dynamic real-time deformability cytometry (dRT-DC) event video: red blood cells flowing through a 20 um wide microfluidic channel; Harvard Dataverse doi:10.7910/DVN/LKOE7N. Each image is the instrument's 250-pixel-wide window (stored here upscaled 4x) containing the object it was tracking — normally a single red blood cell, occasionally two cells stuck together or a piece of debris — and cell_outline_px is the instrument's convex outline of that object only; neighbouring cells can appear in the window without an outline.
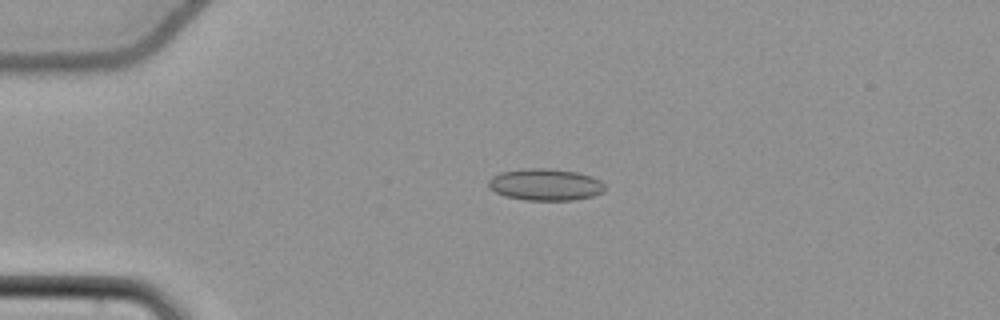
{"species": "common noctule bat (a hibernating species)", "species_latin": "Nyctalus noctula", "temperature_condition": "cold", "stored_images_in_passage": 47, "camera_frame_rate_fps": 3000, "um_per_image_px": 0.085, "animal": {"sex": "female", "body_mass_g": 22.7, "forearm_length_mm": 54.2}, "frame": {"image": 1, "passage_image": 6, "time_ms": 1.667, "image_size_px": [1000, 320], "cell_outline_px": [[604, 192], [592, 196], [576, 200], [524, 200], [504, 196], [496, 192], [488, 184], [488, 180], [492, 176], [500, 172], [520, 168], [548, 168], [576, 172], [592, 176], [600, 180], [604, 184]], "centroid_in_image_um": [46.35, 15.68], "position_along_channel_um": 38.6, "area_um2": 21.73}}
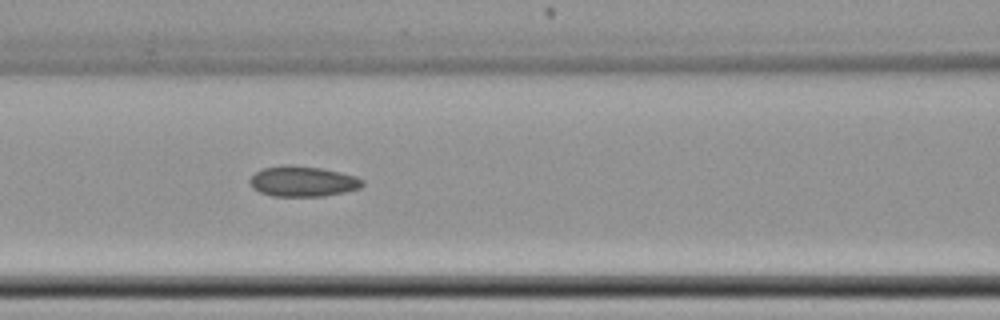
{"frame": {"image": 2, "passage_image": 17, "time_ms": 5.333, "image_size_px": [1000, 320], "cell_outline_px": [[364, 184], [360, 188], [344, 192], [324, 196], [272, 196], [260, 192], [252, 188], [248, 184], [248, 180], [256, 172], [264, 168], [284, 164], [292, 164], [320, 168], [340, 172], [356, 176], [364, 180]], "centroid_in_image_um": [25.72, 15.41], "position_along_channel_um": 140.9, "area_um2": 20.17}}
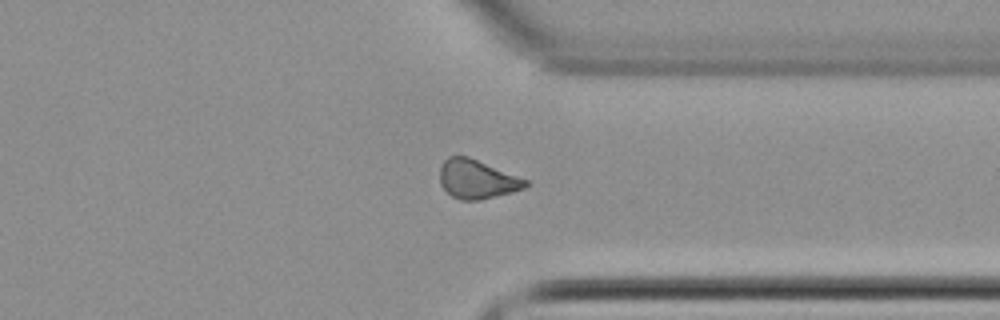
{"frame": {"image": 3, "passage_image": 35, "time_ms": 11.333, "image_size_px": [1000, 320], "cell_outline_px": [[532, 184], [524, 188], [512, 192], [480, 200], [460, 200], [452, 196], [440, 184], [440, 168], [444, 160], [448, 156], [468, 156], [528, 180]], "centroid_in_image_um": [40.56, 15.23], "position_along_channel_um": 370.8, "area_um2": 19.42}, "authors_computed_cell_mechanics": {"area_um2": 19.5364, "velocity_mm_per_s": 3.8394, "shape_relaxation_time_tau1_ms": null, "shape_relaxation_time_tau2_ms": 5.78, "deformation_change_tau1": null, "deformation_change_tau2": 0.1287}}